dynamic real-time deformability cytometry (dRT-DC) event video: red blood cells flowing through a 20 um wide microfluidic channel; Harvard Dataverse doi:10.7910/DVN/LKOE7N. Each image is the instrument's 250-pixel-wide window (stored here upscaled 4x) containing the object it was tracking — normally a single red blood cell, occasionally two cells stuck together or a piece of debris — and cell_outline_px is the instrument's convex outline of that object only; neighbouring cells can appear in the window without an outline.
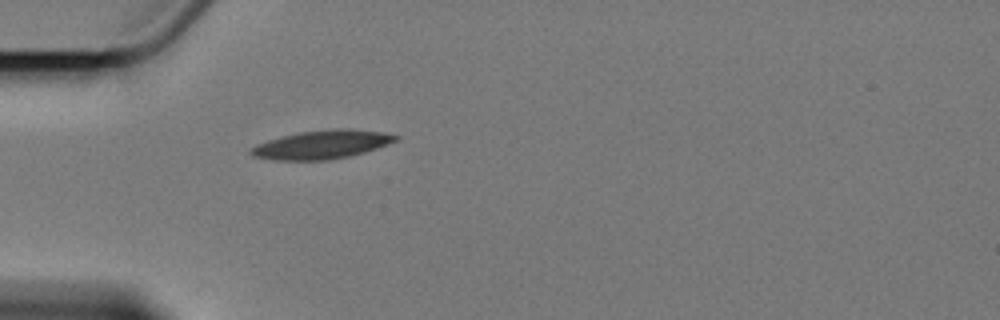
{"species": "Egyptian fruit bat (a non-hibernating species)", "species_latin": "Rousettus aegyptiacus", "temperature_condition": "cold", "stored_images_in_passage": 1, "camera_frame_rate_fps": 3000, "um_per_image_px": 0.085, "animal": {"sex": "female"}, "frame": {"image": 1, "passage_image": 1, "time_ms": 0.0, "image_size_px": [1000, 320], "cell_outline_px": [[400, 140], [364, 152], [348, 156], [328, 160], [272, 160], [252, 156], [248, 152], [256, 144], [280, 136], [300, 132], [336, 128], [352, 128], [384, 132], [400, 136]], "centroid_in_image_um": [27.37, 12.28], "position_along_channel_um": 57.6, "area_um2": 24.28}}